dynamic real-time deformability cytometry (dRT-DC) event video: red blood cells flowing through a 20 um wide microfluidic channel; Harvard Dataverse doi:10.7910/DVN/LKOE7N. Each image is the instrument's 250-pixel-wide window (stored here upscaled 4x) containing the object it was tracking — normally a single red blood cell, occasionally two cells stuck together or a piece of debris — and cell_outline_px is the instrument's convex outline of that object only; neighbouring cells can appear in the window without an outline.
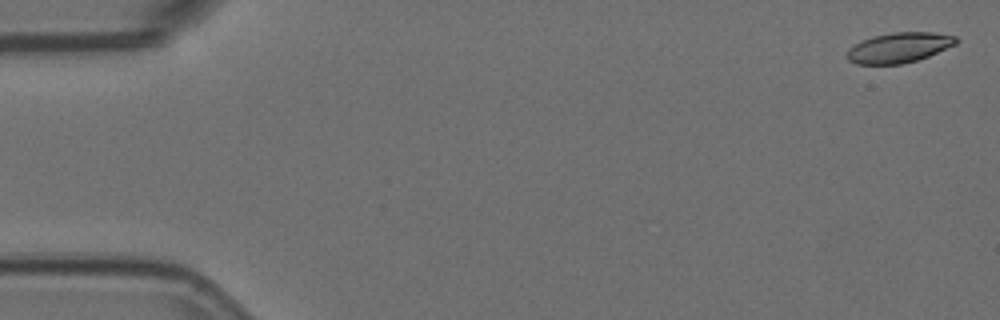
{"species": "Egyptian fruit bat (a non-hibernating species)", "species_latin": "Rousettus aegyptiacus", "temperature_condition": "room temperature", "stored_images_in_passage": 5, "camera_frame_rate_fps": 3000, "um_per_image_px": 0.085, "animal": {"sex": "female"}, "frame": {"image": 1, "passage_image": 1, "time_ms": 0.0, "image_size_px": [1000, 320], "cell_outline_px": [[960, 40], [956, 44], [928, 56], [916, 60], [900, 64], [856, 64], [848, 60], [848, 48], [872, 36], [892, 32], [932, 32], [956, 36]], "centroid_in_image_um": [76.44, 4.04], "position_along_channel_um": 8.6, "area_um2": 19.02}}
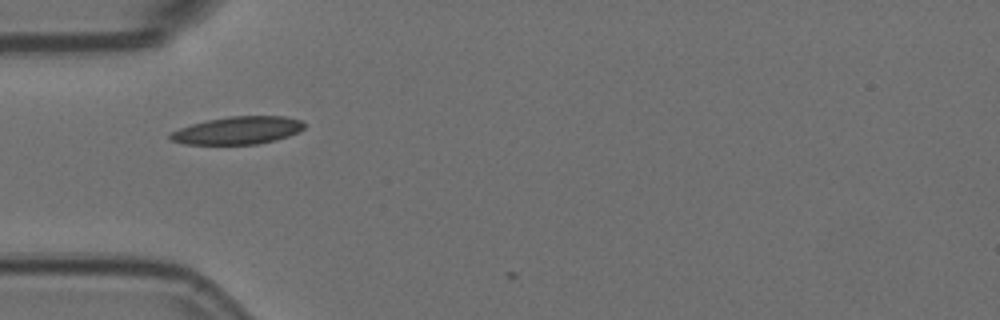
{"frame": {"image": 2, "passage_image": 5, "time_ms": 1.333, "image_size_px": [1000, 320], "cell_outline_px": [[304, 128], [300, 132], [288, 136], [256, 144], [184, 144], [168, 140], [168, 132], [192, 124], [208, 120], [228, 116], [284, 116], [300, 120], [304, 124]], "centroid_in_image_um": [20.16, 11.08], "position_along_channel_um": 64.8, "area_um2": 21.62}}